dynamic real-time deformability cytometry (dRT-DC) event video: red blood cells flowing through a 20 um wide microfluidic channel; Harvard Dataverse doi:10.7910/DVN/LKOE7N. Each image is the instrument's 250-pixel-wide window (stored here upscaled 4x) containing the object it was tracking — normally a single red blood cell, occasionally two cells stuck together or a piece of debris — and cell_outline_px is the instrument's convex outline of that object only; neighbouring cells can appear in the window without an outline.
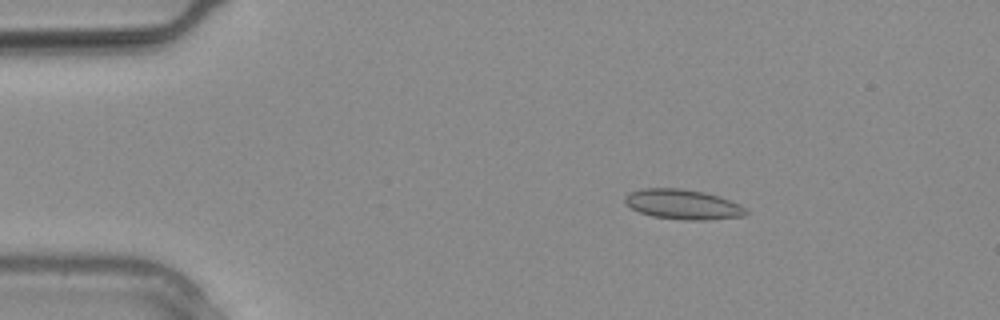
{"species": "common noctule bat (a hibernating species)", "species_latin": "Nyctalus noctula", "temperature_condition": "warm", "stored_images_in_passage": 11, "camera_frame_rate_fps": 3000, "um_per_image_px": 0.085, "animal": {"sex": "male", "body_mass_g": 20.4}, "frame": {"image": 1, "passage_image": 2, "time_ms": 0.333, "image_size_px": [1000, 320], "cell_outline_px": [[748, 212], [744, 216], [708, 220], [684, 220], [652, 216], [640, 212], [624, 204], [624, 196], [628, 192], [640, 188], [680, 188], [704, 192], [720, 196], [740, 204]], "centroid_in_image_um": [58.01, 17.36], "position_along_channel_um": 27.0, "area_um2": 21.33}}